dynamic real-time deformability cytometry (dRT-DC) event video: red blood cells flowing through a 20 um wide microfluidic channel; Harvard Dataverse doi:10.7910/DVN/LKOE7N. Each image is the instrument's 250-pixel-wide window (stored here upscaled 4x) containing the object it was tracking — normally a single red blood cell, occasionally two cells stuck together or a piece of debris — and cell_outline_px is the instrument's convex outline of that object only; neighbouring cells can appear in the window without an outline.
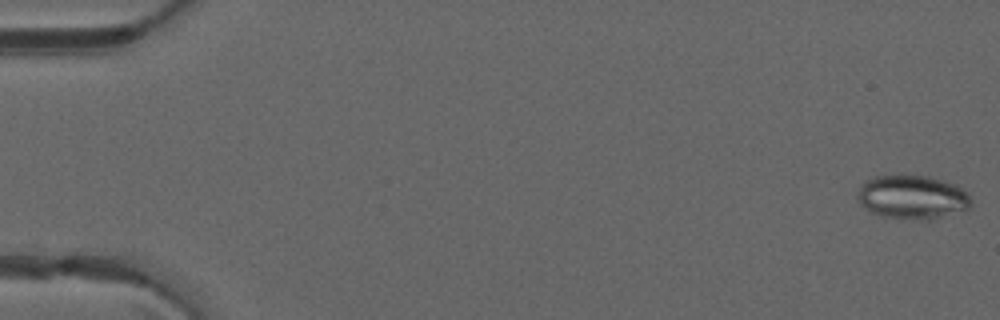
{"species": "common noctule bat (a hibernating species)", "species_latin": "Nyctalus noctula", "temperature_condition": "warm", "stored_images_in_passage": 9, "camera_frame_rate_fps": 3000, "um_per_image_px": 0.085, "animal": {"sex": "male", "forearm_length_mm": 52.5}, "frame": {"image": 1, "passage_image": 1, "time_ms": 0.0, "image_size_px": [1000, 320], "cell_outline_px": [[972, 204], [968, 208], [932, 220], [924, 220], [884, 216], [872, 212], [864, 208], [856, 200], [856, 196], [860, 188], [868, 180], [876, 176], [928, 176], [956, 184], [968, 192]], "centroid_in_image_um": [77.57, 16.76], "position_along_channel_um": 7.4, "area_um2": 28.78}}